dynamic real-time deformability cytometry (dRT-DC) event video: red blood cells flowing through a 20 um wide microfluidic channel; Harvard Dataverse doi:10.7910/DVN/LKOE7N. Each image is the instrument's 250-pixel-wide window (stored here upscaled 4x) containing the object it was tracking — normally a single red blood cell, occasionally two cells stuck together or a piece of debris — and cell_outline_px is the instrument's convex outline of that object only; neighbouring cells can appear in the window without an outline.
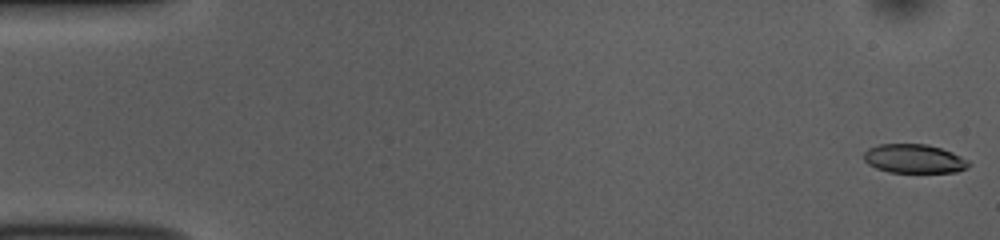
{"species": "common noctule bat (a hibernating species)", "species_latin": "Nyctalus noctula", "temperature_condition": "room temperature", "stored_images_in_passage": 52, "camera_frame_rate_fps": 3000, "um_per_image_px": 0.085, "animal": {"sex": "female", "body_mass_g": 10.0, "forearm_length_mm": 53.1}, "frame": {"image": 1, "passage_image": 1, "time_ms": 0.0, "image_size_px": [1000, 240], "cell_outline_px": [[972, 164], [968, 168], [956, 172], [888, 172], [876, 168], [868, 164], [864, 160], [864, 152], [868, 148], [880, 144], [928, 144], [952, 152], [968, 160]], "centroid_in_image_um": [77.71, 13.49], "position_along_channel_um": 7.3, "area_um2": 17.74}}
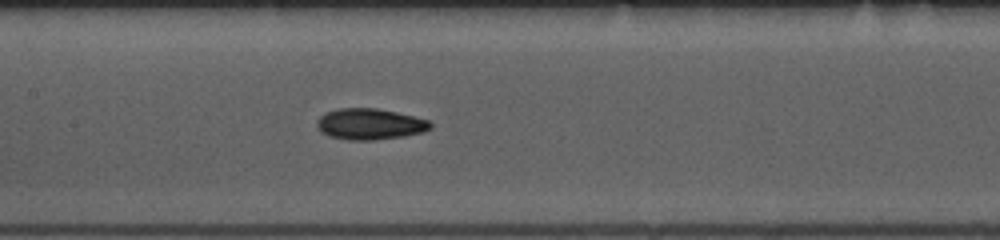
{"frame": {"image": 2, "passage_image": 25, "time_ms": 8.0, "image_size_px": [1000, 240], "cell_outline_px": [[432, 128], [424, 132], [404, 136], [376, 140], [348, 140], [328, 136], [320, 132], [316, 124], [316, 120], [324, 112], [340, 108], [376, 108], [396, 112], [428, 120], [432, 124]], "centroid_in_image_um": [31.41, 10.55], "position_along_channel_um": 176.0, "area_um2": 20.75}}
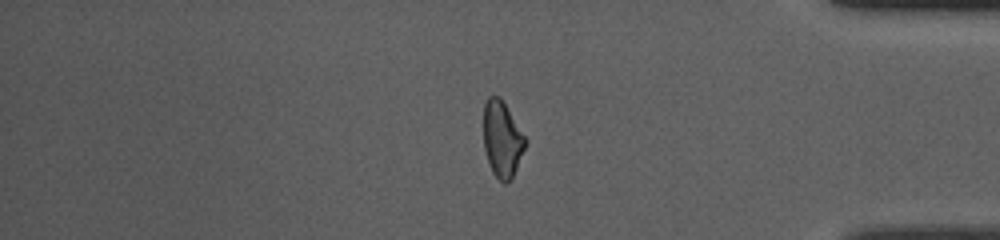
{"frame": {"image": 3, "passage_image": 44, "time_ms": 14.333, "image_size_px": [1000, 240], "cell_outline_px": [[528, 140], [512, 180], [504, 184], [492, 172], [484, 148], [484, 104], [488, 96], [500, 96]], "centroid_in_image_um": [42.7, 11.83], "position_along_channel_um": 392.5, "area_um2": 18.61}, "authors_computed_cell_mechanics": {"area_um2": 19.2763, "velocity_mm_per_s": 3.8201, "shape_relaxation_time_tau1_ms": 5.7014, "shape_relaxation_time_tau2_ms": 3.681, "deformation_change_tau1": 0.1503, "deformation_change_tau2": 0.0998}}